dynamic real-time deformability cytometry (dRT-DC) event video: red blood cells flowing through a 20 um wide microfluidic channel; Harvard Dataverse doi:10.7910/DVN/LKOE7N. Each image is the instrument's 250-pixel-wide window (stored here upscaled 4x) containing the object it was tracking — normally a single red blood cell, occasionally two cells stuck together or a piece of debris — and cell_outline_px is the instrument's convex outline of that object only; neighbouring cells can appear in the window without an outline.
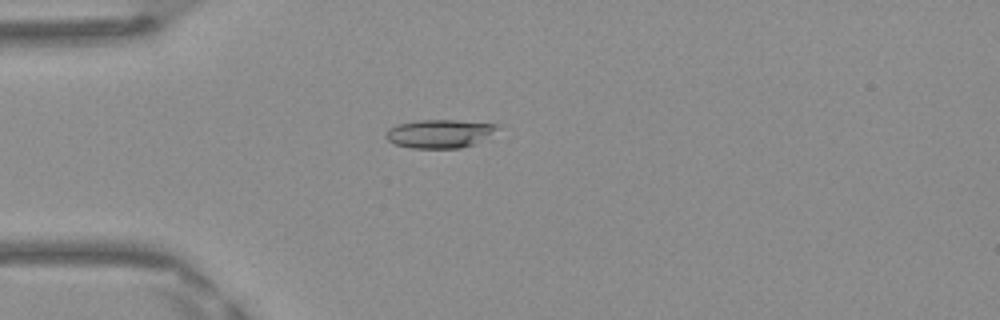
{"species": "Egyptian fruit bat (a non-hibernating species)", "species_latin": "Rousettus aegyptiacus", "temperature_condition": "warm", "stored_images_in_passage": 46, "camera_frame_rate_fps": 3000, "um_per_image_px": 0.085, "frame": {"image": 1, "passage_image": 11, "time_ms": 3.333, "image_size_px": [1000, 320], "cell_outline_px": [[500, 124], [496, 128], [472, 144], [460, 148], [412, 148], [396, 144], [388, 140], [384, 136], [388, 128], [400, 124], [420, 120], [456, 120]], "centroid_in_image_um": [37.27, 11.35], "position_along_channel_um": 47.7, "area_um2": 17.92}}
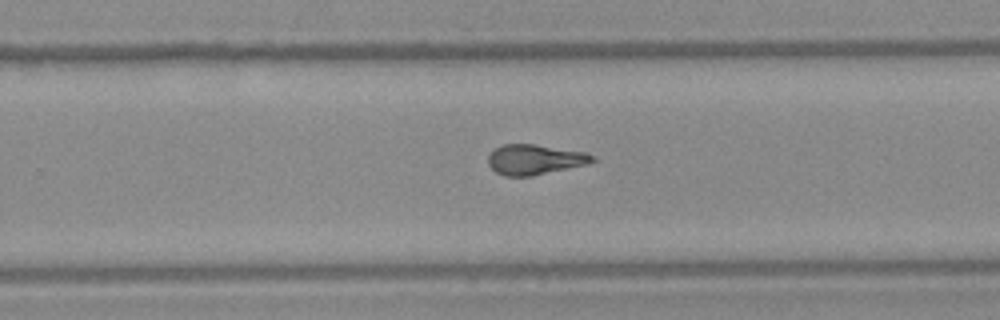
{"frame": {"image": 2, "passage_image": 29, "time_ms": 9.333, "image_size_px": [1000, 320], "cell_outline_px": [[596, 160], [588, 164], [532, 176], [504, 176], [496, 172], [488, 164], [488, 156], [496, 148], [504, 144], [536, 144], [588, 152], [596, 156]], "centroid_in_image_um": [45.51, 13.55], "position_along_channel_um": 284.3, "area_um2": 18.5}}
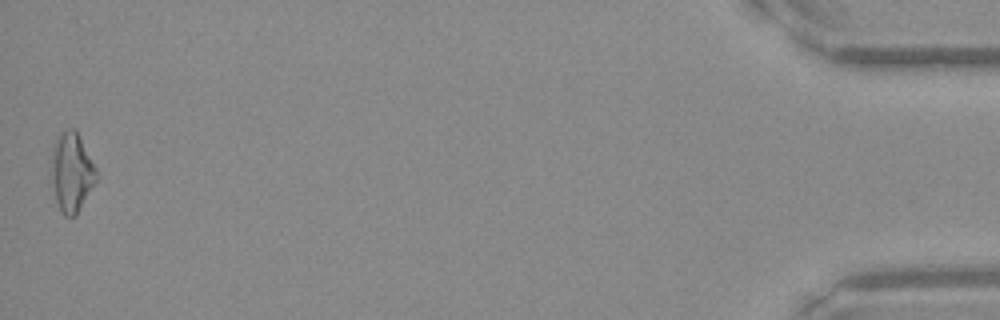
{"frame": {"image": 3, "passage_image": 46, "time_ms": 15.0, "image_size_px": [1000, 320], "cell_outline_px": [[96, 180], [76, 216], [64, 216], [60, 212], [56, 200], [48, 172], [52, 152], [56, 136], [60, 132], [68, 128], [76, 128], [96, 168]], "centroid_in_image_um": [6.04, 14.61], "position_along_channel_um": 429.2, "area_um2": 21.21}, "authors_computed_cell_mechanics": {"area_um2": 18.4093, "velocity_mm_per_s": 4.1979, "shape_relaxation_time_tau1_ms": 7.0017, "shape_relaxation_time_tau2_ms": 1.3524, "deformation_change_tau1": 0.2184, "deformation_change_tau2": 0.1112}}